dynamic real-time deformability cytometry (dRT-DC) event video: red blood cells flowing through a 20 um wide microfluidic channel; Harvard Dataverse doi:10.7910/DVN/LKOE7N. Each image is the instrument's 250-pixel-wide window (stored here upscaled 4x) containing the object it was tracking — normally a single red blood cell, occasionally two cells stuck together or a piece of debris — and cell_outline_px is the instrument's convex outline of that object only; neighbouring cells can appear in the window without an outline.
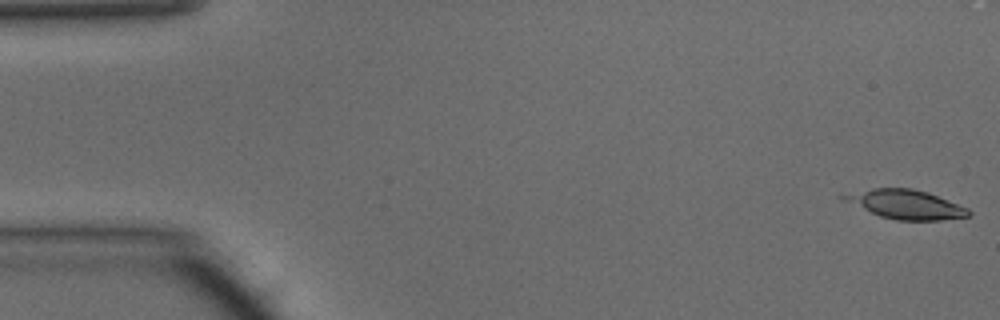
{"species": "common noctule bat (a hibernating species)", "species_latin": "Nyctalus noctula", "temperature_condition": "warm", "stored_images_in_passage": 48, "camera_frame_rate_fps": 3000, "um_per_image_px": 0.085, "animal": {"sex": "male", "body_mass_g": 15.6}, "frame": {"image": 1, "passage_image": 1, "time_ms": 0.0, "image_size_px": [1000, 320], "cell_outline_px": [[972, 212], [968, 216], [940, 220], [896, 220], [880, 216], [840, 200], [836, 196], [872, 188], [912, 188], [928, 192], [968, 208]], "centroid_in_image_um": [76.94, 17.36], "position_along_channel_um": 8.1, "area_um2": 21.15}}
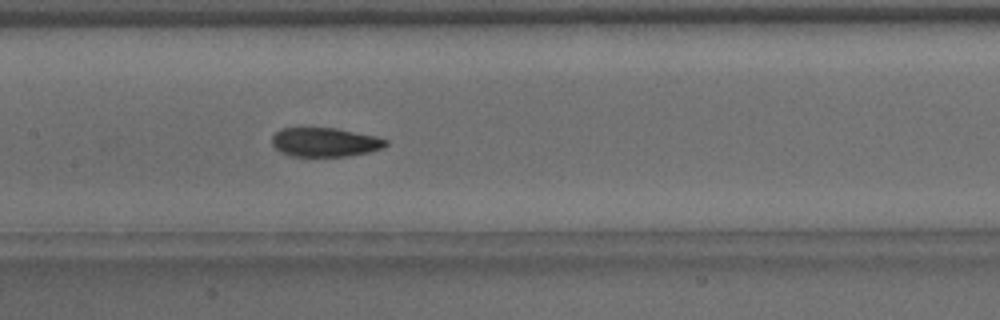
{"frame": {"image": 2, "passage_image": 23, "time_ms": 7.333, "image_size_px": [1000, 320], "cell_outline_px": [[388, 144], [384, 148], [368, 152], [348, 156], [292, 156], [280, 152], [272, 144], [272, 136], [280, 128], [336, 128], [376, 136], [388, 140]], "centroid_in_image_um": [27.63, 12.08], "position_along_channel_um": 179.8, "area_um2": 19.31}}
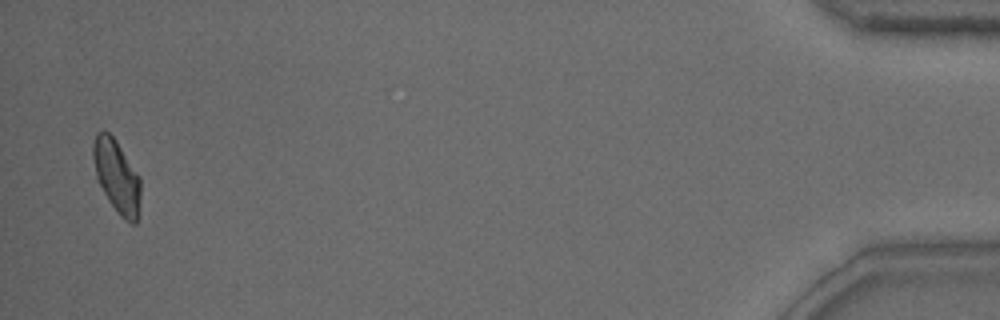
{"frame": {"image": 3, "passage_image": 47, "time_ms": 15.333, "image_size_px": [1000, 320], "cell_outline_px": [[140, 200], [136, 224], [132, 224], [124, 220], [120, 216], [108, 200], [96, 176], [92, 156], [92, 144], [96, 132], [108, 132], [116, 140], [140, 176]], "centroid_in_image_um": [9.92, 14.99], "position_along_channel_um": 425.3, "area_um2": 20.17}, "authors_computed_cell_mechanics": {"area_um2": 20.3456, "velocity_mm_per_s": 4.1825, "shape_relaxation_time_tau1_ms": 4.8559, "shape_relaxation_time_tau2_ms": 1.7777, "deformation_change_tau1": 0.1465, "deformation_change_tau2": 0.0579}}